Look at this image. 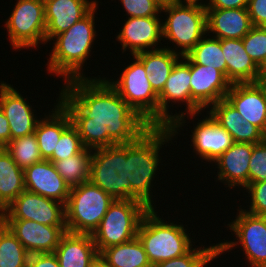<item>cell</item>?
<instances>
[{
	"label": "cell",
	"mask_w": 266,
	"mask_h": 267,
	"mask_svg": "<svg viewBox=\"0 0 266 267\" xmlns=\"http://www.w3.org/2000/svg\"><path fill=\"white\" fill-rule=\"evenodd\" d=\"M97 9H99L98 4L67 31L56 35L51 40L52 43L49 44H52V50L47 55L50 57L47 58L48 62L45 65L47 73L63 78L64 82L75 78H85L86 72L83 70L87 66V60L91 59L90 54L93 46L96 45L95 41L98 36L95 24Z\"/></svg>",
	"instance_id": "3"
},
{
	"label": "cell",
	"mask_w": 266,
	"mask_h": 267,
	"mask_svg": "<svg viewBox=\"0 0 266 267\" xmlns=\"http://www.w3.org/2000/svg\"><path fill=\"white\" fill-rule=\"evenodd\" d=\"M9 231L29 254L54 253L66 226H48L32 220H6Z\"/></svg>",
	"instance_id": "18"
},
{
	"label": "cell",
	"mask_w": 266,
	"mask_h": 267,
	"mask_svg": "<svg viewBox=\"0 0 266 267\" xmlns=\"http://www.w3.org/2000/svg\"><path fill=\"white\" fill-rule=\"evenodd\" d=\"M257 79H266V59L259 66Z\"/></svg>",
	"instance_id": "48"
},
{
	"label": "cell",
	"mask_w": 266,
	"mask_h": 267,
	"mask_svg": "<svg viewBox=\"0 0 266 267\" xmlns=\"http://www.w3.org/2000/svg\"><path fill=\"white\" fill-rule=\"evenodd\" d=\"M210 0H178V2L181 3H197V4H202L206 6L209 3Z\"/></svg>",
	"instance_id": "50"
},
{
	"label": "cell",
	"mask_w": 266,
	"mask_h": 267,
	"mask_svg": "<svg viewBox=\"0 0 266 267\" xmlns=\"http://www.w3.org/2000/svg\"><path fill=\"white\" fill-rule=\"evenodd\" d=\"M161 17L162 42H167V47H163L181 56L187 55L207 34V12L202 4L177 2L161 9ZM171 42L173 47L168 46Z\"/></svg>",
	"instance_id": "5"
},
{
	"label": "cell",
	"mask_w": 266,
	"mask_h": 267,
	"mask_svg": "<svg viewBox=\"0 0 266 267\" xmlns=\"http://www.w3.org/2000/svg\"><path fill=\"white\" fill-rule=\"evenodd\" d=\"M16 3L4 22L10 46L14 51L37 49L45 45L44 0H15Z\"/></svg>",
	"instance_id": "12"
},
{
	"label": "cell",
	"mask_w": 266,
	"mask_h": 267,
	"mask_svg": "<svg viewBox=\"0 0 266 267\" xmlns=\"http://www.w3.org/2000/svg\"><path fill=\"white\" fill-rule=\"evenodd\" d=\"M89 267H111L109 266L104 259L99 255L91 264Z\"/></svg>",
	"instance_id": "46"
},
{
	"label": "cell",
	"mask_w": 266,
	"mask_h": 267,
	"mask_svg": "<svg viewBox=\"0 0 266 267\" xmlns=\"http://www.w3.org/2000/svg\"><path fill=\"white\" fill-rule=\"evenodd\" d=\"M78 130L85 148L96 149L109 146L108 127L98 123H72Z\"/></svg>",
	"instance_id": "37"
},
{
	"label": "cell",
	"mask_w": 266,
	"mask_h": 267,
	"mask_svg": "<svg viewBox=\"0 0 266 267\" xmlns=\"http://www.w3.org/2000/svg\"><path fill=\"white\" fill-rule=\"evenodd\" d=\"M135 56L143 63L144 69L148 74L147 78L158 95L164 89L175 63L182 57L164 47L141 52Z\"/></svg>",
	"instance_id": "28"
},
{
	"label": "cell",
	"mask_w": 266,
	"mask_h": 267,
	"mask_svg": "<svg viewBox=\"0 0 266 267\" xmlns=\"http://www.w3.org/2000/svg\"><path fill=\"white\" fill-rule=\"evenodd\" d=\"M27 267H60V264L54 253H35L29 255Z\"/></svg>",
	"instance_id": "43"
},
{
	"label": "cell",
	"mask_w": 266,
	"mask_h": 267,
	"mask_svg": "<svg viewBox=\"0 0 266 267\" xmlns=\"http://www.w3.org/2000/svg\"><path fill=\"white\" fill-rule=\"evenodd\" d=\"M235 219L228 222L226 229L234 233L233 241L225 240L217 244V258L231 252L234 247L243 251L245 265L248 267H266V216H257L236 209ZM235 239V240H234Z\"/></svg>",
	"instance_id": "7"
},
{
	"label": "cell",
	"mask_w": 266,
	"mask_h": 267,
	"mask_svg": "<svg viewBox=\"0 0 266 267\" xmlns=\"http://www.w3.org/2000/svg\"><path fill=\"white\" fill-rule=\"evenodd\" d=\"M8 230V225L4 217L0 219V239L2 235Z\"/></svg>",
	"instance_id": "49"
},
{
	"label": "cell",
	"mask_w": 266,
	"mask_h": 267,
	"mask_svg": "<svg viewBox=\"0 0 266 267\" xmlns=\"http://www.w3.org/2000/svg\"><path fill=\"white\" fill-rule=\"evenodd\" d=\"M191 72L190 60L182 56L172 68L165 87L158 95L159 126H170L176 119L185 114H196L203 110L191 99ZM178 104V105H177ZM185 104V106H184ZM181 107L183 110L172 109ZM177 105V106H176ZM175 112L172 113V112ZM170 111V112H169ZM181 111V112H180Z\"/></svg>",
	"instance_id": "13"
},
{
	"label": "cell",
	"mask_w": 266,
	"mask_h": 267,
	"mask_svg": "<svg viewBox=\"0 0 266 267\" xmlns=\"http://www.w3.org/2000/svg\"><path fill=\"white\" fill-rule=\"evenodd\" d=\"M60 267H89L99 256L91 234L66 231L54 251Z\"/></svg>",
	"instance_id": "25"
},
{
	"label": "cell",
	"mask_w": 266,
	"mask_h": 267,
	"mask_svg": "<svg viewBox=\"0 0 266 267\" xmlns=\"http://www.w3.org/2000/svg\"><path fill=\"white\" fill-rule=\"evenodd\" d=\"M158 211L162 209H149L144 214L137 233L151 266L180 257L197 243L192 239L191 233L187 232L186 223L184 225L177 223V220L171 221L169 216H166L167 221L163 217L164 214L159 216Z\"/></svg>",
	"instance_id": "4"
},
{
	"label": "cell",
	"mask_w": 266,
	"mask_h": 267,
	"mask_svg": "<svg viewBox=\"0 0 266 267\" xmlns=\"http://www.w3.org/2000/svg\"><path fill=\"white\" fill-rule=\"evenodd\" d=\"M196 113V114H185L176 119L170 128L173 132L174 138L177 140L180 136L181 130L184 131V126L188 127L187 124L197 116H201V119L195 118L198 121L193 124V130H191L190 137V148L193 150V157L196 155L197 159L201 160L205 164H212L220 155H222L231 145L233 144L232 137L229 132L222 128L206 111ZM203 114V115H202ZM203 116V117H202ZM190 119V121H189ZM188 120V121H187ZM186 123V124H185ZM179 134V135H178ZM192 146V147H191ZM198 156V157H197ZM206 161V162H205ZM209 162V163H207Z\"/></svg>",
	"instance_id": "11"
},
{
	"label": "cell",
	"mask_w": 266,
	"mask_h": 267,
	"mask_svg": "<svg viewBox=\"0 0 266 267\" xmlns=\"http://www.w3.org/2000/svg\"><path fill=\"white\" fill-rule=\"evenodd\" d=\"M134 61L123 65L116 79L103 76L127 104L150 126H159L158 94L149 82L143 63L132 55ZM113 78V79H112Z\"/></svg>",
	"instance_id": "6"
},
{
	"label": "cell",
	"mask_w": 266,
	"mask_h": 267,
	"mask_svg": "<svg viewBox=\"0 0 266 267\" xmlns=\"http://www.w3.org/2000/svg\"><path fill=\"white\" fill-rule=\"evenodd\" d=\"M148 210L137 200H114L92 234L98 253L137 237L141 220Z\"/></svg>",
	"instance_id": "9"
},
{
	"label": "cell",
	"mask_w": 266,
	"mask_h": 267,
	"mask_svg": "<svg viewBox=\"0 0 266 267\" xmlns=\"http://www.w3.org/2000/svg\"><path fill=\"white\" fill-rule=\"evenodd\" d=\"M226 77L235 83H256L259 66L246 53L242 39H221Z\"/></svg>",
	"instance_id": "26"
},
{
	"label": "cell",
	"mask_w": 266,
	"mask_h": 267,
	"mask_svg": "<svg viewBox=\"0 0 266 267\" xmlns=\"http://www.w3.org/2000/svg\"><path fill=\"white\" fill-rule=\"evenodd\" d=\"M14 87L5 81H0V108L8 120L11 140L34 133L39 120L43 117V114L36 115V109L28 101L27 95L26 98L23 97L21 91H17L16 86Z\"/></svg>",
	"instance_id": "16"
},
{
	"label": "cell",
	"mask_w": 266,
	"mask_h": 267,
	"mask_svg": "<svg viewBox=\"0 0 266 267\" xmlns=\"http://www.w3.org/2000/svg\"><path fill=\"white\" fill-rule=\"evenodd\" d=\"M246 53L260 66L266 59V27L253 26L247 35L242 38Z\"/></svg>",
	"instance_id": "38"
},
{
	"label": "cell",
	"mask_w": 266,
	"mask_h": 267,
	"mask_svg": "<svg viewBox=\"0 0 266 267\" xmlns=\"http://www.w3.org/2000/svg\"><path fill=\"white\" fill-rule=\"evenodd\" d=\"M244 190H246L245 193L248 194L246 197H250L245 202L247 203L248 201L247 204L249 206L247 205L246 208L245 205L243 207L240 205L239 207L250 214L266 216V180L262 182L250 183L244 188Z\"/></svg>",
	"instance_id": "39"
},
{
	"label": "cell",
	"mask_w": 266,
	"mask_h": 267,
	"mask_svg": "<svg viewBox=\"0 0 266 267\" xmlns=\"http://www.w3.org/2000/svg\"><path fill=\"white\" fill-rule=\"evenodd\" d=\"M225 99L266 135V94L258 83L232 84Z\"/></svg>",
	"instance_id": "21"
},
{
	"label": "cell",
	"mask_w": 266,
	"mask_h": 267,
	"mask_svg": "<svg viewBox=\"0 0 266 267\" xmlns=\"http://www.w3.org/2000/svg\"><path fill=\"white\" fill-rule=\"evenodd\" d=\"M111 267H151L138 237L104 249L99 254Z\"/></svg>",
	"instance_id": "30"
},
{
	"label": "cell",
	"mask_w": 266,
	"mask_h": 267,
	"mask_svg": "<svg viewBox=\"0 0 266 267\" xmlns=\"http://www.w3.org/2000/svg\"><path fill=\"white\" fill-rule=\"evenodd\" d=\"M192 247L180 257L172 258L152 265L151 267H208L213 260L217 259V244L200 245Z\"/></svg>",
	"instance_id": "34"
},
{
	"label": "cell",
	"mask_w": 266,
	"mask_h": 267,
	"mask_svg": "<svg viewBox=\"0 0 266 267\" xmlns=\"http://www.w3.org/2000/svg\"><path fill=\"white\" fill-rule=\"evenodd\" d=\"M84 148L77 128L71 123L61 134L49 161L63 160L78 154Z\"/></svg>",
	"instance_id": "36"
},
{
	"label": "cell",
	"mask_w": 266,
	"mask_h": 267,
	"mask_svg": "<svg viewBox=\"0 0 266 267\" xmlns=\"http://www.w3.org/2000/svg\"><path fill=\"white\" fill-rule=\"evenodd\" d=\"M98 0H44L45 45L85 17Z\"/></svg>",
	"instance_id": "20"
},
{
	"label": "cell",
	"mask_w": 266,
	"mask_h": 267,
	"mask_svg": "<svg viewBox=\"0 0 266 267\" xmlns=\"http://www.w3.org/2000/svg\"><path fill=\"white\" fill-rule=\"evenodd\" d=\"M247 11L253 26L266 27V0H248Z\"/></svg>",
	"instance_id": "42"
},
{
	"label": "cell",
	"mask_w": 266,
	"mask_h": 267,
	"mask_svg": "<svg viewBox=\"0 0 266 267\" xmlns=\"http://www.w3.org/2000/svg\"><path fill=\"white\" fill-rule=\"evenodd\" d=\"M126 19L116 35V41L121 45L122 55L129 50L130 53L127 55L132 56L163 47L161 42L163 40L162 17H129Z\"/></svg>",
	"instance_id": "15"
},
{
	"label": "cell",
	"mask_w": 266,
	"mask_h": 267,
	"mask_svg": "<svg viewBox=\"0 0 266 267\" xmlns=\"http://www.w3.org/2000/svg\"><path fill=\"white\" fill-rule=\"evenodd\" d=\"M25 190L66 205L70 188L53 163L43 159L24 169Z\"/></svg>",
	"instance_id": "22"
},
{
	"label": "cell",
	"mask_w": 266,
	"mask_h": 267,
	"mask_svg": "<svg viewBox=\"0 0 266 267\" xmlns=\"http://www.w3.org/2000/svg\"><path fill=\"white\" fill-rule=\"evenodd\" d=\"M158 7L161 9L170 6L171 4L177 3L178 0H153Z\"/></svg>",
	"instance_id": "47"
},
{
	"label": "cell",
	"mask_w": 266,
	"mask_h": 267,
	"mask_svg": "<svg viewBox=\"0 0 266 267\" xmlns=\"http://www.w3.org/2000/svg\"><path fill=\"white\" fill-rule=\"evenodd\" d=\"M24 170L5 148H0V206L5 210L23 191Z\"/></svg>",
	"instance_id": "29"
},
{
	"label": "cell",
	"mask_w": 266,
	"mask_h": 267,
	"mask_svg": "<svg viewBox=\"0 0 266 267\" xmlns=\"http://www.w3.org/2000/svg\"><path fill=\"white\" fill-rule=\"evenodd\" d=\"M102 76L65 81L57 101L69 113L72 123L106 125L109 146L136 141L151 126Z\"/></svg>",
	"instance_id": "1"
},
{
	"label": "cell",
	"mask_w": 266,
	"mask_h": 267,
	"mask_svg": "<svg viewBox=\"0 0 266 267\" xmlns=\"http://www.w3.org/2000/svg\"><path fill=\"white\" fill-rule=\"evenodd\" d=\"M114 199L90 181L70 188L65 205L67 231L93 234Z\"/></svg>",
	"instance_id": "8"
},
{
	"label": "cell",
	"mask_w": 266,
	"mask_h": 267,
	"mask_svg": "<svg viewBox=\"0 0 266 267\" xmlns=\"http://www.w3.org/2000/svg\"><path fill=\"white\" fill-rule=\"evenodd\" d=\"M206 12L207 35L216 39H242L253 27L247 8L206 9Z\"/></svg>",
	"instance_id": "24"
},
{
	"label": "cell",
	"mask_w": 266,
	"mask_h": 267,
	"mask_svg": "<svg viewBox=\"0 0 266 267\" xmlns=\"http://www.w3.org/2000/svg\"><path fill=\"white\" fill-rule=\"evenodd\" d=\"M191 99L203 110L226 97L231 82L218 69L190 61Z\"/></svg>",
	"instance_id": "19"
},
{
	"label": "cell",
	"mask_w": 266,
	"mask_h": 267,
	"mask_svg": "<svg viewBox=\"0 0 266 267\" xmlns=\"http://www.w3.org/2000/svg\"><path fill=\"white\" fill-rule=\"evenodd\" d=\"M5 220H32L48 226H66L65 204L24 190L5 210Z\"/></svg>",
	"instance_id": "14"
},
{
	"label": "cell",
	"mask_w": 266,
	"mask_h": 267,
	"mask_svg": "<svg viewBox=\"0 0 266 267\" xmlns=\"http://www.w3.org/2000/svg\"><path fill=\"white\" fill-rule=\"evenodd\" d=\"M172 140L175 138L170 126H151L136 141L126 143L127 178L131 183V200L140 201L148 209H157V203H154L156 194L153 192L159 178L157 174H160L159 167L163 165L161 160L166 159L161 157V152L164 151L162 147L164 149L170 143H174Z\"/></svg>",
	"instance_id": "2"
},
{
	"label": "cell",
	"mask_w": 266,
	"mask_h": 267,
	"mask_svg": "<svg viewBox=\"0 0 266 267\" xmlns=\"http://www.w3.org/2000/svg\"><path fill=\"white\" fill-rule=\"evenodd\" d=\"M3 217H4V210L0 206V219H2Z\"/></svg>",
	"instance_id": "52"
},
{
	"label": "cell",
	"mask_w": 266,
	"mask_h": 267,
	"mask_svg": "<svg viewBox=\"0 0 266 267\" xmlns=\"http://www.w3.org/2000/svg\"><path fill=\"white\" fill-rule=\"evenodd\" d=\"M54 107L39 120L34 134L43 159L48 160L63 131L72 123L69 113L56 100Z\"/></svg>",
	"instance_id": "27"
},
{
	"label": "cell",
	"mask_w": 266,
	"mask_h": 267,
	"mask_svg": "<svg viewBox=\"0 0 266 267\" xmlns=\"http://www.w3.org/2000/svg\"><path fill=\"white\" fill-rule=\"evenodd\" d=\"M29 253L22 243L9 231L0 239V267H27Z\"/></svg>",
	"instance_id": "35"
},
{
	"label": "cell",
	"mask_w": 266,
	"mask_h": 267,
	"mask_svg": "<svg viewBox=\"0 0 266 267\" xmlns=\"http://www.w3.org/2000/svg\"><path fill=\"white\" fill-rule=\"evenodd\" d=\"M185 56L194 64L214 67L226 76V60L221 48V39L206 34Z\"/></svg>",
	"instance_id": "32"
},
{
	"label": "cell",
	"mask_w": 266,
	"mask_h": 267,
	"mask_svg": "<svg viewBox=\"0 0 266 267\" xmlns=\"http://www.w3.org/2000/svg\"><path fill=\"white\" fill-rule=\"evenodd\" d=\"M266 180V139L253 144L249 162V184Z\"/></svg>",
	"instance_id": "40"
},
{
	"label": "cell",
	"mask_w": 266,
	"mask_h": 267,
	"mask_svg": "<svg viewBox=\"0 0 266 267\" xmlns=\"http://www.w3.org/2000/svg\"><path fill=\"white\" fill-rule=\"evenodd\" d=\"M113 1V0H111ZM122 4L126 18L161 17V8L153 0H118Z\"/></svg>",
	"instance_id": "41"
},
{
	"label": "cell",
	"mask_w": 266,
	"mask_h": 267,
	"mask_svg": "<svg viewBox=\"0 0 266 267\" xmlns=\"http://www.w3.org/2000/svg\"><path fill=\"white\" fill-rule=\"evenodd\" d=\"M11 141V133L8 120L0 108V148H5Z\"/></svg>",
	"instance_id": "45"
},
{
	"label": "cell",
	"mask_w": 266,
	"mask_h": 267,
	"mask_svg": "<svg viewBox=\"0 0 266 267\" xmlns=\"http://www.w3.org/2000/svg\"><path fill=\"white\" fill-rule=\"evenodd\" d=\"M256 83H258L263 88L266 94V79H256Z\"/></svg>",
	"instance_id": "51"
},
{
	"label": "cell",
	"mask_w": 266,
	"mask_h": 267,
	"mask_svg": "<svg viewBox=\"0 0 266 267\" xmlns=\"http://www.w3.org/2000/svg\"><path fill=\"white\" fill-rule=\"evenodd\" d=\"M253 152V144L243 142H233L222 155L213 163L217 173L214 180L223 183L227 190L242 188L249 184V162Z\"/></svg>",
	"instance_id": "17"
},
{
	"label": "cell",
	"mask_w": 266,
	"mask_h": 267,
	"mask_svg": "<svg viewBox=\"0 0 266 267\" xmlns=\"http://www.w3.org/2000/svg\"><path fill=\"white\" fill-rule=\"evenodd\" d=\"M206 111L230 133L233 142L257 144L266 139V135L257 126L243 118L225 98L212 104Z\"/></svg>",
	"instance_id": "23"
},
{
	"label": "cell",
	"mask_w": 266,
	"mask_h": 267,
	"mask_svg": "<svg viewBox=\"0 0 266 267\" xmlns=\"http://www.w3.org/2000/svg\"><path fill=\"white\" fill-rule=\"evenodd\" d=\"M248 0H210L206 9L247 8Z\"/></svg>",
	"instance_id": "44"
},
{
	"label": "cell",
	"mask_w": 266,
	"mask_h": 267,
	"mask_svg": "<svg viewBox=\"0 0 266 267\" xmlns=\"http://www.w3.org/2000/svg\"><path fill=\"white\" fill-rule=\"evenodd\" d=\"M5 149L23 170L43 160L34 133L11 140Z\"/></svg>",
	"instance_id": "33"
},
{
	"label": "cell",
	"mask_w": 266,
	"mask_h": 267,
	"mask_svg": "<svg viewBox=\"0 0 266 267\" xmlns=\"http://www.w3.org/2000/svg\"><path fill=\"white\" fill-rule=\"evenodd\" d=\"M89 181L114 200H131L126 143L92 149Z\"/></svg>",
	"instance_id": "10"
},
{
	"label": "cell",
	"mask_w": 266,
	"mask_h": 267,
	"mask_svg": "<svg viewBox=\"0 0 266 267\" xmlns=\"http://www.w3.org/2000/svg\"><path fill=\"white\" fill-rule=\"evenodd\" d=\"M92 149L83 148L78 154L63 160L51 161L69 188L89 181Z\"/></svg>",
	"instance_id": "31"
}]
</instances>
